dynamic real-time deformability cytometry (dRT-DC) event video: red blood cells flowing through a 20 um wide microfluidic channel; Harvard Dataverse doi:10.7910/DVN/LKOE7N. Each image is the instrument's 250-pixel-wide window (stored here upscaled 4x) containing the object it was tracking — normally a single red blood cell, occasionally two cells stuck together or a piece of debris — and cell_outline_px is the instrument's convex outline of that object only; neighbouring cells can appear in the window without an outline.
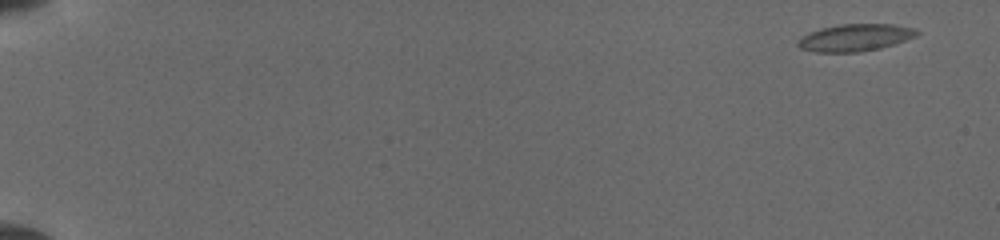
{"species": "common noctule bat (a hibernating species)", "species_latin": "Nyctalus noctula", "temperature_condition": "cold", "stored_images_in_passage": 10, "camera_frame_rate_fps": 3000, "um_per_image_px": 0.085, "animal": {"sex": "female", "body_mass_g": 19.5, "forearm_length_mm": 54.1}, "frame": {"image": 1, "passage_image": 1, "time_ms": 0.0, "image_size_px": [1000, 240], "cell_outline_px": [[920, 32], [916, 36], [880, 48], [856, 52], [816, 52], [800, 48], [796, 44], [796, 40], [820, 28], [840, 24], [892, 24], [916, 28]], "centroid_in_image_um": [72.68, 3.19], "position_along_channel_um": 12.3, "area_um2": 18.67}}
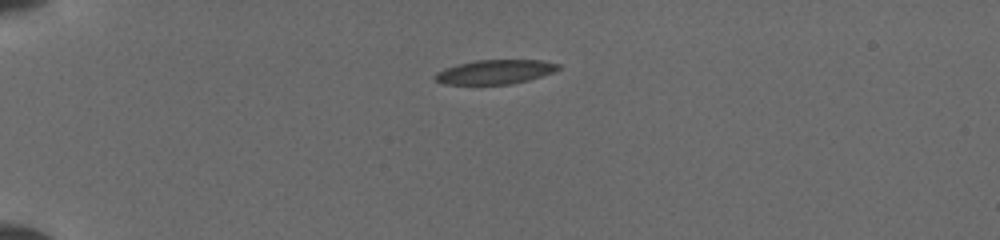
{"frame": {"image": 2, "passage_image": 7, "time_ms": 4.0, "image_size_px": [1000, 240], "cell_outline_px": [[560, 68], [552, 72], [528, 80], [508, 84], [444, 84], [436, 80], [432, 76], [436, 72], [444, 68], [456, 64], [476, 60], [544, 60], [560, 64]], "centroid_in_image_um": [42.04, 6.1], "position_along_channel_um": 43.0, "area_um2": 17.4}}
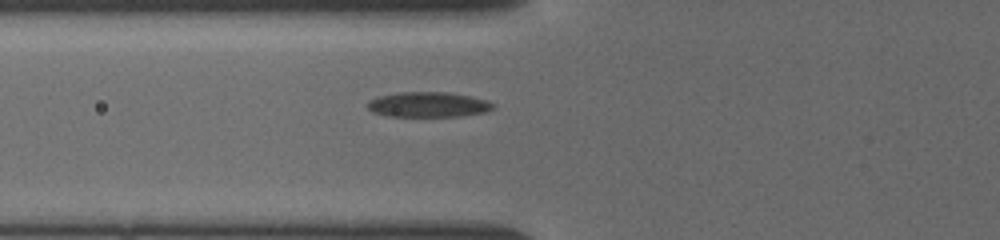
{"frame": {"image": 3, "passage_image": 10, "time_ms": 6.333, "image_size_px": [1000, 240], "cell_outline_px": [[492, 108], [484, 112], [460, 116], [388, 116], [372, 112], [368, 108], [368, 104], [376, 96], [400, 92], [448, 92], [468, 96], [484, 100], [492, 104]], "centroid_in_image_um": [36.33, 8.89], "position_along_channel_um": 89.5, "area_um2": 18.03}}